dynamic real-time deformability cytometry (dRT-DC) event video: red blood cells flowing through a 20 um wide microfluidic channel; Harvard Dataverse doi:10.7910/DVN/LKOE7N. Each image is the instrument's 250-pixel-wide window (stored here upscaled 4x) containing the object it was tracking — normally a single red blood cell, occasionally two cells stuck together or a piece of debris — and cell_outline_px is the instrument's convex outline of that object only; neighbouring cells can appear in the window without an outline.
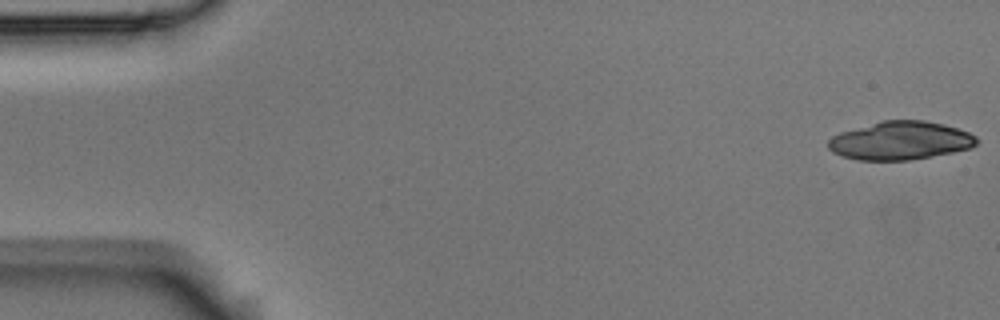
{"species": "Egyptian fruit bat (a non-hibernating species)", "species_latin": "Rousettus aegyptiacus", "temperature_condition": "room temperature", "stored_images_in_passage": 23, "camera_frame_rate_fps": 3000, "um_per_image_px": 0.085, "animal": {"sex": "male"}, "frame": {"image": 1, "passage_image": 1, "time_ms": 0.0, "image_size_px": [1000, 320], "cell_outline_px": [[980, 140], [972, 148], [952, 152], [908, 160], [860, 160], [844, 156], [832, 152], [828, 148], [828, 140], [832, 136], [840, 132], [884, 120], [924, 120], [944, 124], [968, 132], [976, 136]], "centroid_in_image_um": [76.54, 11.95], "position_along_channel_um": 8.5, "area_um2": 33.0}}